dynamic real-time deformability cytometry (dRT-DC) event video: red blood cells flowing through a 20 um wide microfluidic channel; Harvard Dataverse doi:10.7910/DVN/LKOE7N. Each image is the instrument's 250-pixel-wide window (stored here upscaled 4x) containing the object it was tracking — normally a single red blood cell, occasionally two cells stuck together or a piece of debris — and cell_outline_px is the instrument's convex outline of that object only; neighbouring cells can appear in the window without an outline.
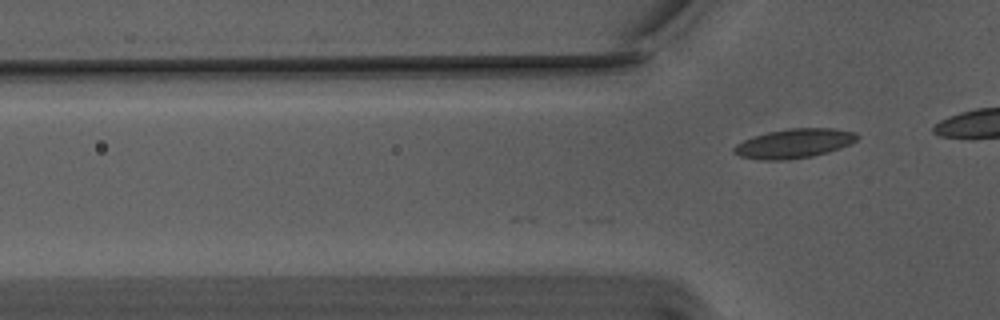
{"species": "Egyptian fruit bat (a non-hibernating species)", "species_latin": "Rousettus aegyptiacus", "temperature_condition": "warm", "stored_images_in_passage": 15, "camera_frame_rate_fps": 3000, "um_per_image_px": 0.085, "animal": {"sex": "male"}, "frame": {"image": 1, "passage_image": 15, "time_ms": 4.667, "image_size_px": [1000, 320], "cell_outline_px": [[860, 136], [856, 140], [840, 148], [828, 152], [812, 156], [784, 160], [764, 160], [740, 156], [732, 152], [732, 148], [736, 144], [744, 140], [768, 132], [792, 128], [836, 128], [856, 132]], "centroid_in_image_um": [67.51, 12.19], "position_along_channel_um": 58.3, "area_um2": 20.92}}